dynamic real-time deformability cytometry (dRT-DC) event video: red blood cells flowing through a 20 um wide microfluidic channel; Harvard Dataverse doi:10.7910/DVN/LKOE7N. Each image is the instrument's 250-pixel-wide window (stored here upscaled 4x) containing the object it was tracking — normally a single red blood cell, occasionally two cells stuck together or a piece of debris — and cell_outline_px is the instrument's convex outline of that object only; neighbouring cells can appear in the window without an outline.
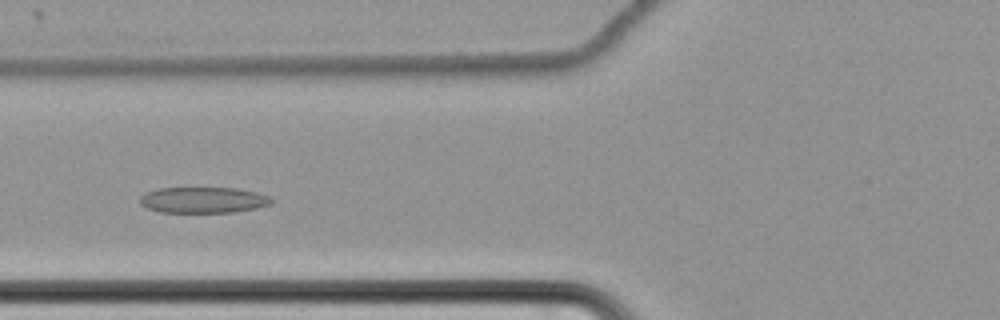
{"species": "common noctule bat (a hibernating species)", "species_latin": "Nyctalus noctula", "temperature_condition": "cold", "stored_images_in_passage": 56, "camera_frame_rate_fps": 3000, "um_per_image_px": 0.085, "animal": {"sex": "female", "body_mass_g": 22.7, "forearm_length_mm": 54.2}, "frame": {"image": 1, "passage_image": 20, "time_ms": 6.333, "image_size_px": [1000, 320], "cell_outline_px": [[272, 204], [232, 212], [160, 212], [148, 208], [140, 204], [140, 196], [144, 192], [156, 188], [236, 188], [256, 192], [268, 196], [272, 200]], "centroid_in_image_um": [17.21, 16.99], "position_along_channel_um": 108.6, "area_um2": 19.77}}
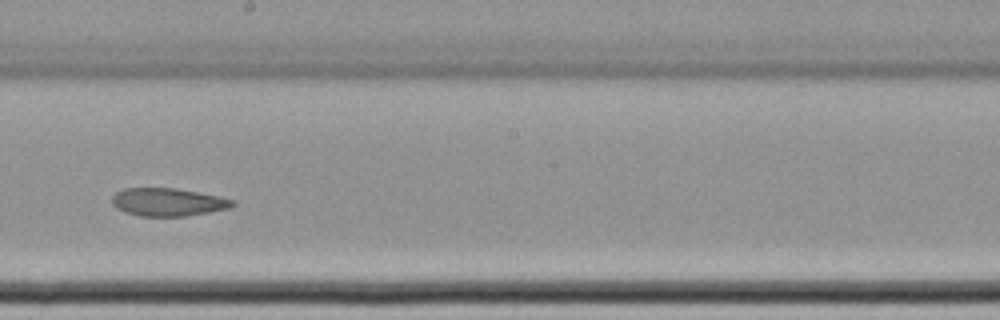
{"frame": {"image": 2, "passage_image": 31, "time_ms": 10.0, "image_size_px": [1000, 320], "cell_outline_px": [[236, 204], [228, 208], [188, 216], [140, 216], [124, 212], [116, 208], [112, 204], [112, 196], [116, 192], [124, 188], [176, 188], [220, 196], [236, 200]], "centroid_in_image_um": [14.27, 17.17], "position_along_channel_um": 233.9, "area_um2": 19.77}}
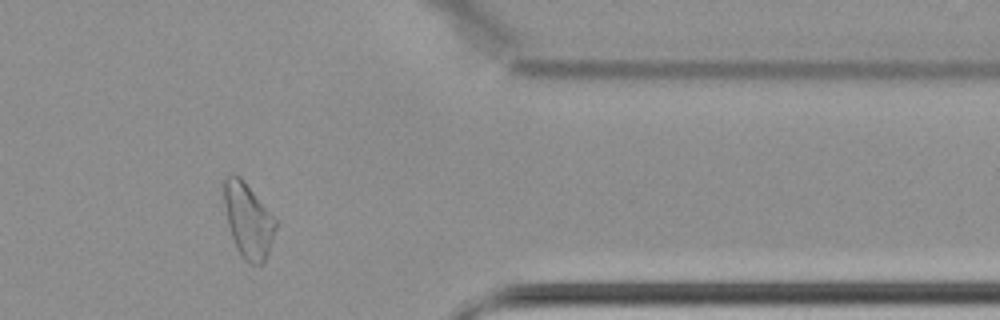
{"frame": {"image": 3, "passage_image": 46, "time_ms": 15.0, "image_size_px": [1000, 320], "cell_outline_px": [[276, 228], [264, 264], [248, 264], [240, 256], [236, 248], [228, 224], [224, 204], [224, 176], [232, 172], [240, 176], [244, 180], [276, 220]], "centroid_in_image_um": [21.07, 18.73], "position_along_channel_um": 390.3, "area_um2": 22.48}, "authors_computed_cell_mechanics": {"area_um2": 22.4553, "velocity_mm_per_s": 3.4216, "shape_relaxation_time_tau1_ms": null, "shape_relaxation_time_tau2_ms": 4.2137, "deformation_change_tau1": null, "deformation_change_tau2": 0.0851}}